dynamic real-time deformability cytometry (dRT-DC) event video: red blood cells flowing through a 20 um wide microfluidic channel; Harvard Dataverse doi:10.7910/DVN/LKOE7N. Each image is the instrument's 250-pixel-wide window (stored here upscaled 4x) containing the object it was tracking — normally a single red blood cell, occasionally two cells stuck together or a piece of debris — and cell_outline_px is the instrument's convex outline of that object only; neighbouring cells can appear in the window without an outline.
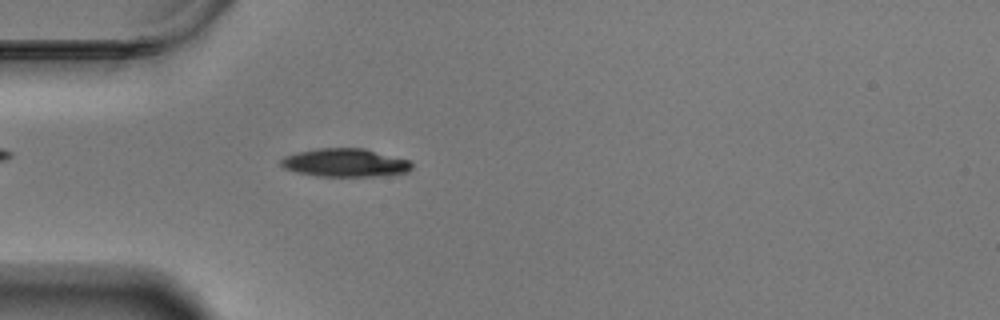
{"species": "Egyptian fruit bat (a non-hibernating species)", "species_latin": "Rousettus aegyptiacus", "temperature_condition": "warm", "stored_images_in_passage": 44, "camera_frame_rate_fps": 3000, "um_per_image_px": 0.085, "animal": {"sex": "male"}, "frame": {"image": 1, "passage_image": 3, "time_ms": 0.667, "image_size_px": [1000, 320], "cell_outline_px": [[412, 168], [408, 172], [376, 176], [320, 176], [296, 172], [284, 168], [280, 164], [280, 160], [284, 156], [296, 152], [320, 148], [364, 148], [408, 160], [412, 164]], "centroid_in_image_um": [29.31, 13.83], "position_along_channel_um": 55.7, "area_um2": 21.44}}
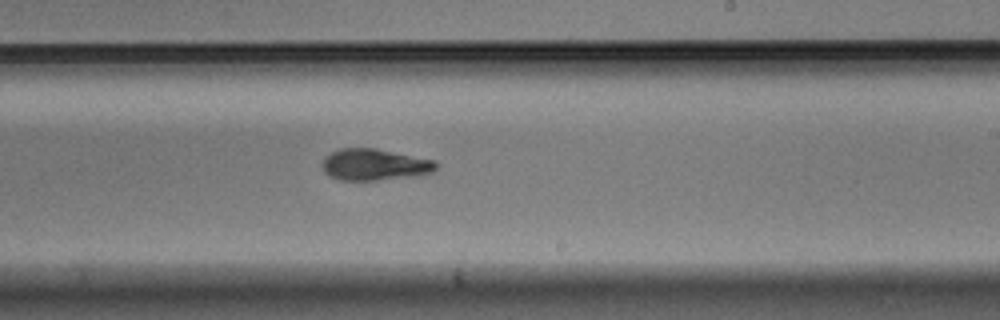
{"frame": {"image": 2, "passage_image": 21, "time_ms": 6.667, "image_size_px": [1000, 320], "cell_outline_px": [[436, 168], [432, 172], [416, 176], [376, 180], [340, 180], [328, 176], [324, 172], [320, 164], [324, 156], [340, 148], [376, 148], [432, 160], [436, 164]], "centroid_in_image_um": [31.75, 14.0], "position_along_channel_um": 257.2, "area_um2": 20.92}}
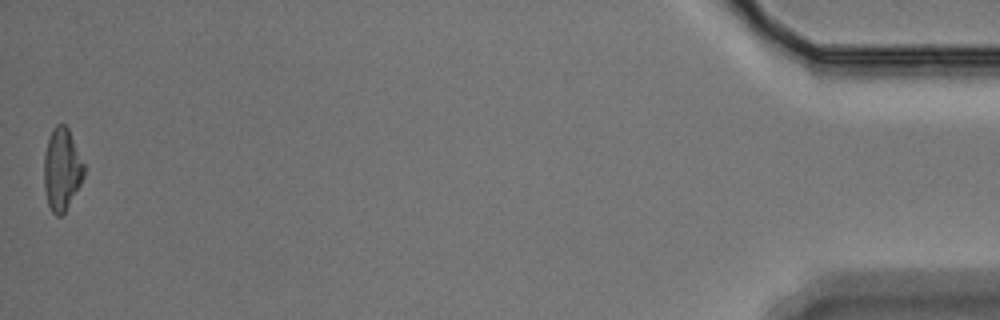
{"frame": {"image": 3, "passage_image": 44, "time_ms": 14.333, "image_size_px": [1000, 320], "cell_outline_px": [[84, 176], [80, 184], [64, 212], [60, 216], [56, 216], [52, 212], [48, 204], [44, 188], [44, 156], [48, 140], [52, 128], [56, 124], [64, 124], [68, 128], [84, 164]], "centroid_in_image_um": [5.24, 14.38], "position_along_channel_um": 430.0, "area_um2": 18.9}, "authors_computed_cell_mechanics": {"area_um2": 21.0392, "velocity_mm_per_s": 3.4615, "shape_relaxation_time_tau1_ms": 6.7717, "shape_relaxation_time_tau2_ms": 3.9821, "deformation_change_tau1": 0.1764, "deformation_change_tau2": 0.083}}